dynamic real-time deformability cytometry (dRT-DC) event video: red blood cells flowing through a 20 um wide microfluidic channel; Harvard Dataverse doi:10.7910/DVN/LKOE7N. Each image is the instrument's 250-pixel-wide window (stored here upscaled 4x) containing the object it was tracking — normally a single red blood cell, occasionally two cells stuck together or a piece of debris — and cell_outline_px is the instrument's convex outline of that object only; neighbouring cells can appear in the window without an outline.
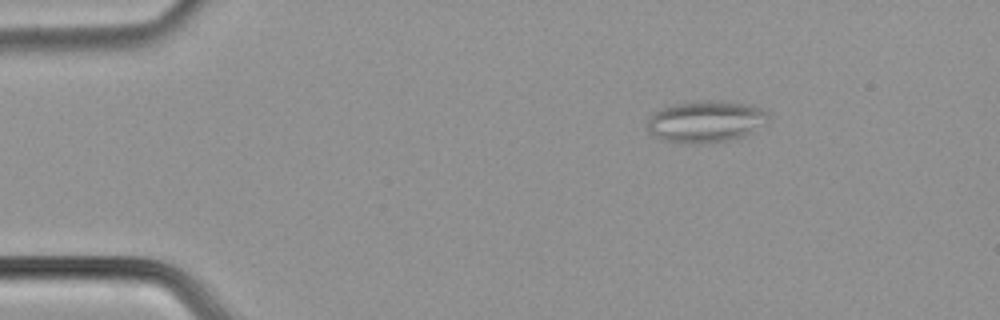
{"species": "common noctule bat (a hibernating species)", "species_latin": "Nyctalus noctula", "temperature_condition": "cold", "stored_images_in_passage": 49, "camera_frame_rate_fps": 3000, "um_per_image_px": 0.085, "animal": {"sex": "male", "body_mass_g": 21.5, "forearm_length_mm": 52.0}, "frame": {"image": 1, "passage_image": 3, "time_ms": 0.667, "image_size_px": [1000, 320], "cell_outline_px": [[768, 120], [756, 132], [744, 136], [728, 140], [704, 144], [688, 144], [664, 140], [648, 132], [648, 120], [656, 108], [672, 104], [704, 100], [720, 100], [748, 104], [760, 108], [768, 112]], "centroid_in_image_um": [60.0, 10.33], "position_along_channel_um": 25.0, "area_um2": 29.94}}
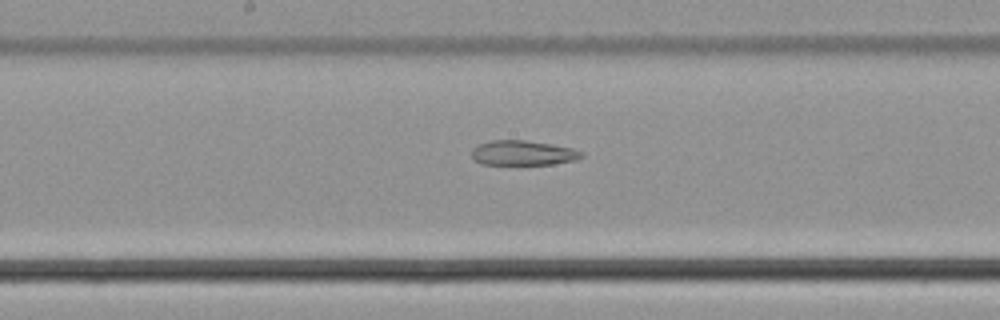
{"frame": {"image": 2, "passage_image": 23, "time_ms": 7.333, "image_size_px": [1000, 320], "cell_outline_px": [[584, 156], [576, 160], [552, 164], [480, 164], [472, 156], [472, 148], [480, 144], [492, 140], [524, 140], [552, 144], [572, 148], [584, 152]], "centroid_in_image_um": [44.48, 13.0], "position_along_channel_um": 203.7, "area_um2": 15.84}}
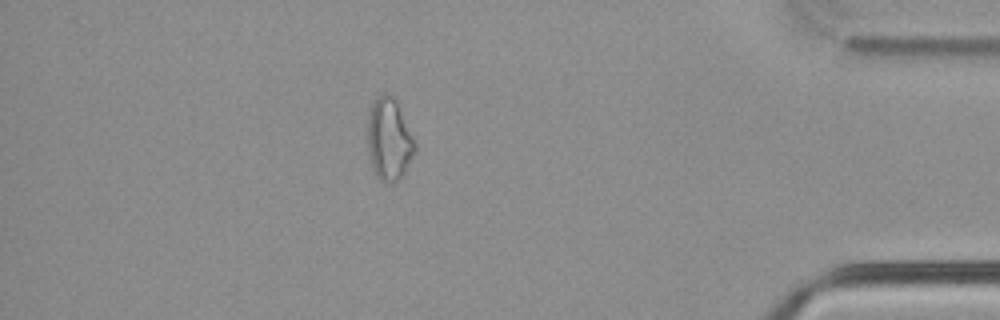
{"frame": {"image": 3, "passage_image": 42, "time_ms": 13.667, "image_size_px": [1000, 320], "cell_outline_px": [[416, 152], [404, 172], [392, 184], [380, 180], [376, 176], [372, 164], [368, 148], [368, 116], [372, 104], [384, 92], [392, 96], [396, 100], [416, 144]], "centroid_in_image_um": [33.08, 11.85], "position_along_channel_um": 402.1, "area_um2": 22.25}}